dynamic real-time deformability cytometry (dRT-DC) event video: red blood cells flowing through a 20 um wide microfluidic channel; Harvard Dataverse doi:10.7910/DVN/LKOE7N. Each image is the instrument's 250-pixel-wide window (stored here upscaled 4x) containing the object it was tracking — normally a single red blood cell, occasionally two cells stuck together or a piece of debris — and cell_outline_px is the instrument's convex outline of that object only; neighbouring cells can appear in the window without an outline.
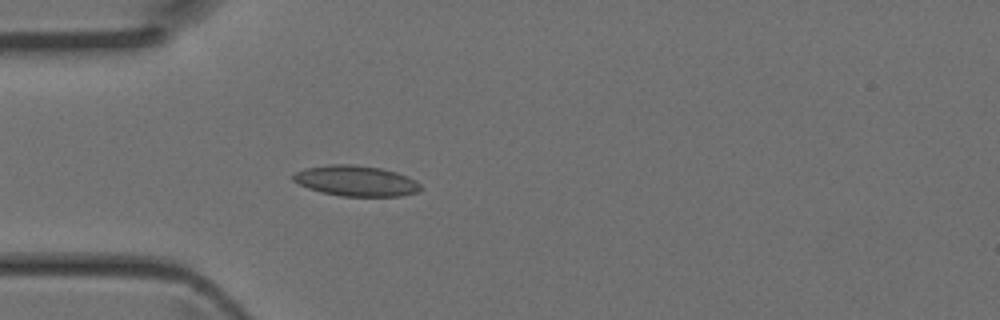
{"species": "Egyptian fruit bat (a non-hibernating species)", "species_latin": "Rousettus aegyptiacus", "temperature_condition": "room temperature", "stored_images_in_passage": 18, "camera_frame_rate_fps": 3000, "um_per_image_px": 0.085, "animal": {"sex": "female"}, "frame": {"image": 1, "passage_image": 2, "time_ms": 0.333, "image_size_px": [1000, 320], "cell_outline_px": [[420, 192], [400, 196], [340, 196], [320, 192], [308, 188], [292, 180], [292, 176], [296, 172], [304, 168], [328, 164], [352, 164], [380, 168], [396, 172], [416, 180], [420, 184]], "centroid_in_image_um": [30.25, 15.37], "position_along_channel_um": 54.8, "area_um2": 22.77}}
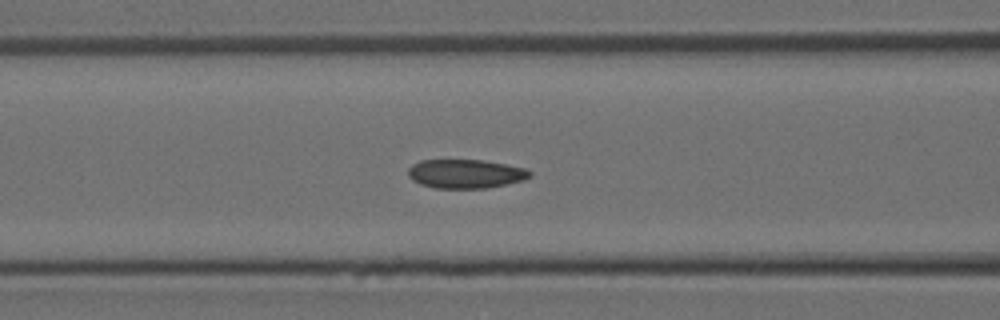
{"frame": {"image": 2, "passage_image": 7, "time_ms": 2.0, "image_size_px": [1000, 320], "cell_outline_px": [[532, 176], [524, 180], [488, 188], [436, 188], [420, 184], [412, 180], [408, 176], [408, 168], [412, 164], [420, 160], [484, 160], [524, 168], [532, 172]], "centroid_in_image_um": [39.56, 14.77], "position_along_channel_um": 127.0, "area_um2": 20.58}}
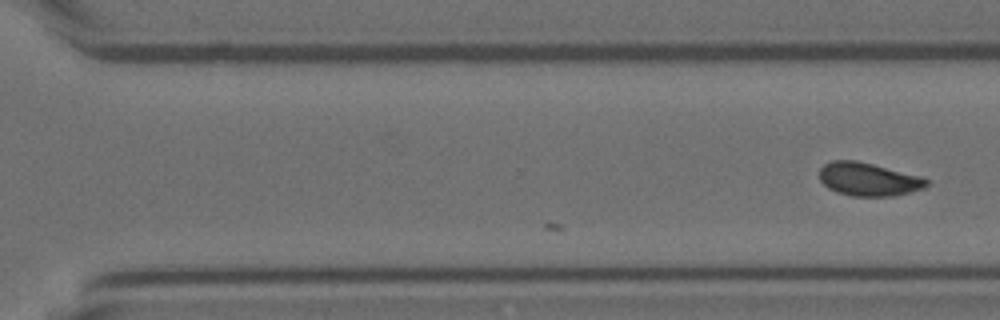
{"frame": {"image": 3, "passage_image": 18, "time_ms": 5.667, "image_size_px": [1000, 320], "cell_outline_px": [[928, 184], [924, 188], [892, 196], [852, 196], [836, 192], [828, 188], [820, 180], [820, 168], [824, 164], [832, 160], [856, 160], [872, 164], [916, 176], [928, 180]], "centroid_in_image_um": [73.74, 15.24], "position_along_channel_um": 296.9, "area_um2": 20.35}}